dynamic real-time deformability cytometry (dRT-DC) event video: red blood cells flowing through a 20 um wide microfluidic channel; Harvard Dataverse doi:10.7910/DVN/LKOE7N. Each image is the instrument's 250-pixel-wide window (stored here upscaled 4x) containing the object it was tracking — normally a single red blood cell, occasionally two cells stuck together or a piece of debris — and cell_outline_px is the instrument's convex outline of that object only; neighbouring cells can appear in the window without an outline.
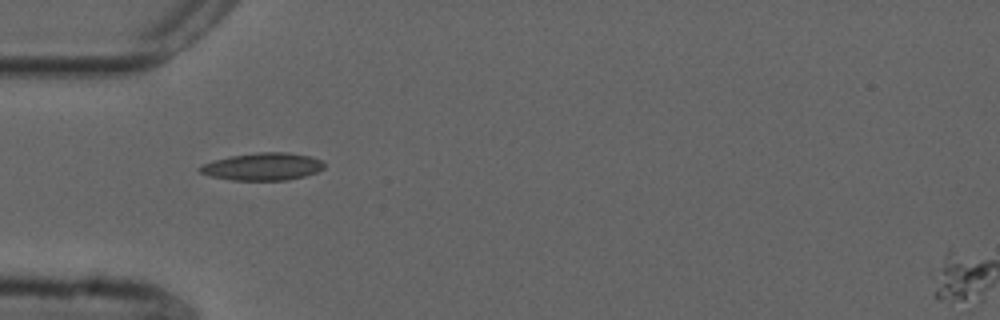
{"species": "common noctule bat (a hibernating species)", "species_latin": "Nyctalus noctula", "temperature_condition": "cold", "stored_images_in_passage": 39, "camera_frame_rate_fps": 3000, "um_per_image_px": 0.085, "animal": {"sex": "male", "forearm_length_mm": 52.5}, "frame": {"image": 1, "passage_image": 1, "time_ms": 0.0, "image_size_px": [1000, 320], "cell_outline_px": [[324, 168], [316, 172], [304, 176], [288, 180], [232, 180], [212, 176], [200, 172], [196, 168], [200, 164], [232, 156], [260, 152], [288, 152], [308, 156], [320, 160], [324, 164]], "centroid_in_image_um": [22.31, 14.16], "position_along_channel_um": 62.7, "area_um2": 19.71}}
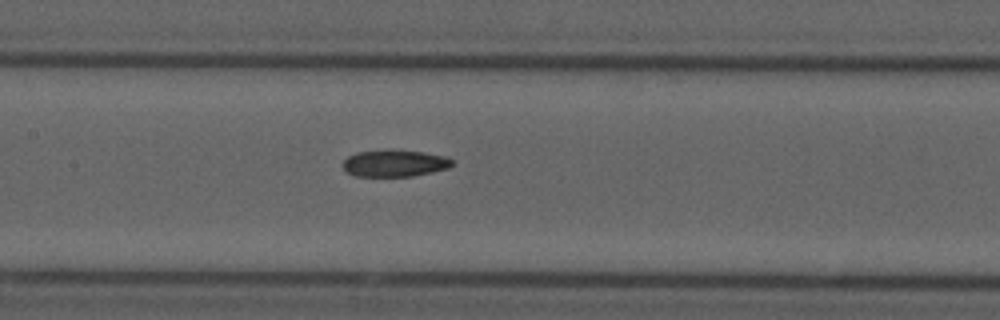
{"frame": {"image": 2, "passage_image": 10, "time_ms": 3.0, "image_size_px": [1000, 320], "cell_outline_px": [[456, 160], [448, 168], [432, 172], [412, 176], [356, 176], [348, 172], [344, 168], [344, 160], [348, 156], [356, 152], [392, 148], [424, 152], [444, 156]], "centroid_in_image_um": [33.57, 13.85], "position_along_channel_um": 173.8, "area_um2": 17.34}}
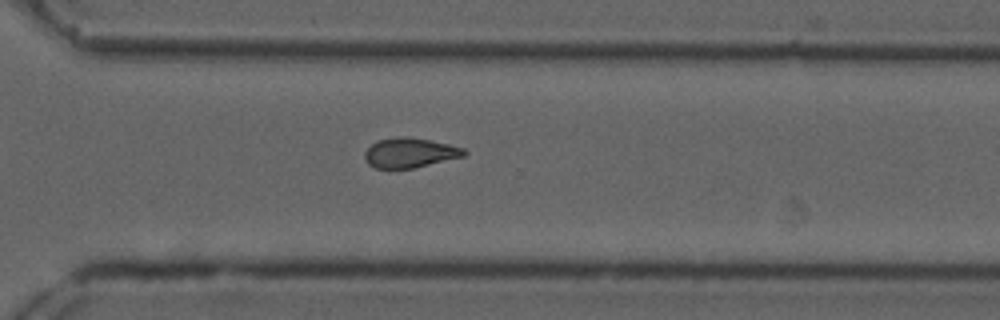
{"frame": {"image": 3, "passage_image": 23, "time_ms": 7.333, "image_size_px": [1000, 320], "cell_outline_px": [[468, 152], [464, 156], [412, 168], [376, 168], [368, 164], [364, 156], [364, 152], [376, 140], [400, 136], [404, 136], [428, 140], [448, 144], [464, 148]], "centroid_in_image_um": [34.82, 12.98], "position_along_channel_um": 335.8, "area_um2": 17.05}, "authors_computed_cell_mechanics": {"area_um2": 17.4556, "velocity_mm_per_s": 3.7461, "shape_relaxation_time_tau1_ms": 8.5454, "shape_relaxation_time_tau2_ms": 5.491, "deformation_change_tau1": 0.1755, "deformation_change_tau2": 0.1321}}